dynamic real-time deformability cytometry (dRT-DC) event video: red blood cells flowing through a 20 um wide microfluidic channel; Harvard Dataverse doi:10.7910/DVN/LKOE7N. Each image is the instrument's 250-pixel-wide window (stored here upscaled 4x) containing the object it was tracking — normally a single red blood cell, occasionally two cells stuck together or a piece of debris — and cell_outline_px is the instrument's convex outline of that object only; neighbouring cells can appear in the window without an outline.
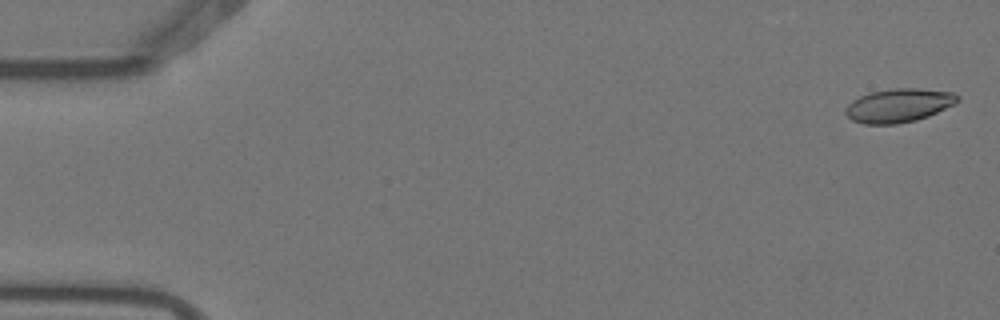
{"species": "Egyptian fruit bat (a non-hibernating species)", "species_latin": "Rousettus aegyptiacus", "temperature_condition": "warm", "stored_images_in_passage": 6, "camera_frame_rate_fps": 3000, "um_per_image_px": 0.085, "animal": {"sex": "female"}, "frame": {"image": 1, "passage_image": 1, "time_ms": 0.0, "image_size_px": [1000, 320], "cell_outline_px": [[960, 100], [956, 104], [928, 116], [916, 120], [896, 124], [864, 124], [852, 120], [844, 112], [844, 108], [852, 100], [860, 96], [872, 92], [896, 88], [916, 88], [956, 92], [960, 96]], "centroid_in_image_um": [76.43, 8.96], "position_along_channel_um": 8.6, "area_um2": 22.14}}
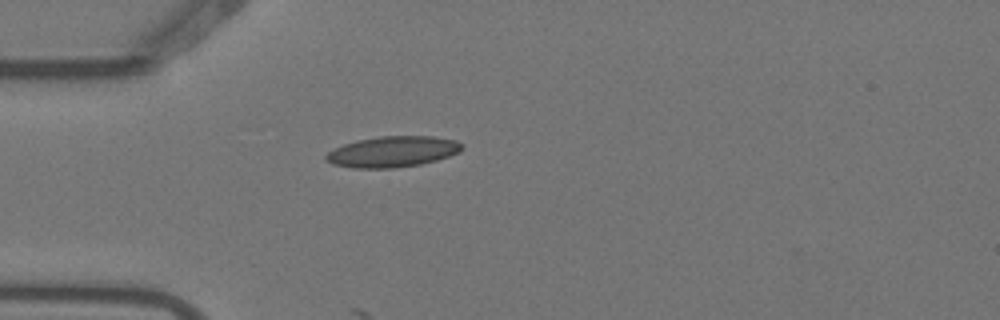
{"frame": {"image": 2, "passage_image": 5, "time_ms": 1.333, "image_size_px": [1000, 320], "cell_outline_px": [[464, 148], [460, 152], [436, 160], [420, 164], [392, 168], [352, 168], [332, 164], [324, 160], [324, 156], [328, 152], [344, 144], [356, 140], [380, 136], [432, 136], [456, 140], [464, 144]], "centroid_in_image_um": [33.37, 12.89], "position_along_channel_um": 51.6, "area_um2": 24.57}}